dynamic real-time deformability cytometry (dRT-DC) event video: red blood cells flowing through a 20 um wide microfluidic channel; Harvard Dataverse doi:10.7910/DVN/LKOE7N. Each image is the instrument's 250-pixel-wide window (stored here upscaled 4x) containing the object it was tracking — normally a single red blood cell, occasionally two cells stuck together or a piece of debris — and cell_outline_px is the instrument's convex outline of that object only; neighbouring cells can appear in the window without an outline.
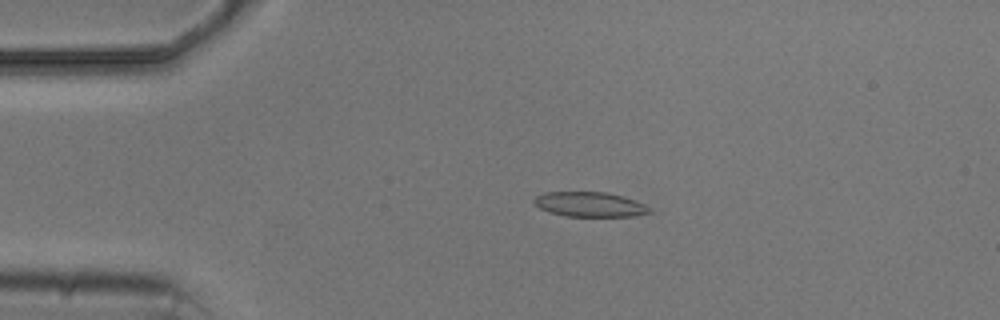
{"species": "common noctule bat (a hibernating species)", "species_latin": "Nyctalus noctula", "temperature_condition": "cold", "stored_images_in_passage": 4, "camera_frame_rate_fps": 3000, "um_per_image_px": 0.085, "animal": {"sex": "male", "body_mass_g": 20.5, "forearm_length_mm": 52.5}, "frame": {"image": 1, "passage_image": 3, "time_ms": 2.333, "image_size_px": [1000, 320], "cell_outline_px": [[652, 212], [632, 216], [564, 216], [540, 208], [532, 200], [536, 196], [544, 192], [604, 192], [624, 196], [636, 200], [652, 208]], "centroid_in_image_um": [50.17, 17.37], "position_along_channel_um": 34.8, "area_um2": 16.65}}